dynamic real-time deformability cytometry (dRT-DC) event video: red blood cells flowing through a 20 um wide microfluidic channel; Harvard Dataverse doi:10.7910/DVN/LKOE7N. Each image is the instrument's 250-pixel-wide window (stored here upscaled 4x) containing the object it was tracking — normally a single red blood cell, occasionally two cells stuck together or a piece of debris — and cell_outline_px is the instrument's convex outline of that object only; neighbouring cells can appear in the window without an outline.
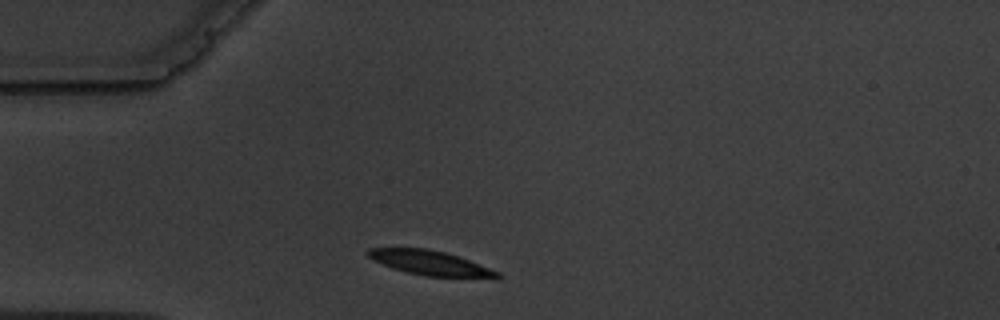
{"species": "common noctule bat (a hibernating species)", "species_latin": "Nyctalus noctula", "temperature_condition": "warm", "stored_images_in_passage": 8, "camera_frame_rate_fps": 3000, "um_per_image_px": 0.085, "animal": {"sex": "male", "body_mass_g": 19.5, "forearm_length_mm": 54.6}, "frame": {"image": 1, "passage_image": 1, "time_ms": 0.0, "image_size_px": [1000, 320], "cell_outline_px": [[504, 276], [500, 280], [496, 280], [424, 276], [392, 268], [368, 256], [364, 252], [368, 248], [428, 248], [444, 252], [468, 260], [500, 272]], "centroid_in_image_um": [36.72, 22.39], "position_along_channel_um": 48.3, "area_um2": 18.96}}
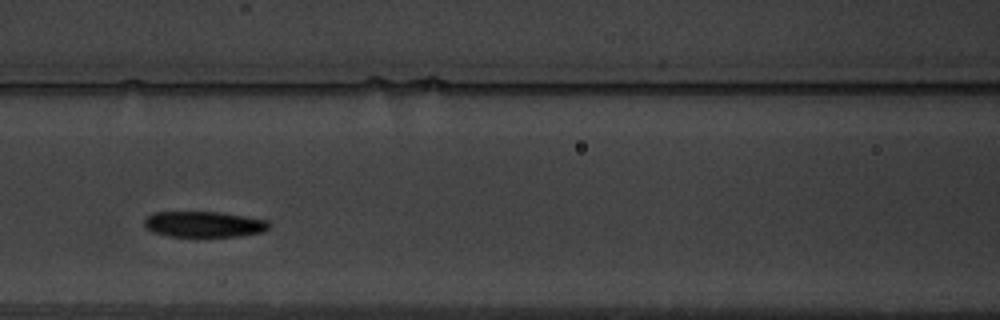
{"frame": {"image": 2, "passage_image": 4, "time_ms": 3.333, "image_size_px": [1000, 320], "cell_outline_px": [[272, 224], [264, 232], [240, 236], [196, 240], [168, 236], [152, 232], [144, 228], [144, 220], [152, 212], [220, 212], [268, 220]], "centroid_in_image_um": [17.32, 19.12], "position_along_channel_um": 149.3, "area_um2": 19.94}}
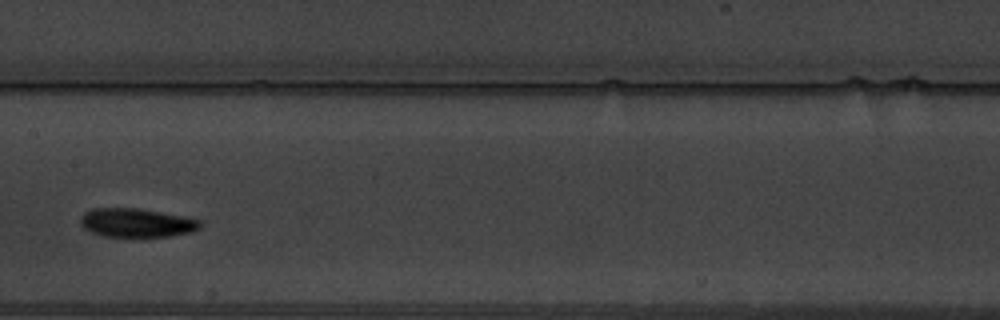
{"frame": {"image": 3, "passage_image": 5, "time_ms": 4.667, "image_size_px": [1000, 320], "cell_outline_px": [[200, 228], [192, 232], [172, 236], [104, 236], [92, 232], [84, 228], [80, 224], [80, 216], [84, 212], [92, 208], [140, 208], [184, 216], [200, 220]], "centroid_in_image_um": [11.6, 18.92], "position_along_channel_um": 195.8, "area_um2": 20.11}}